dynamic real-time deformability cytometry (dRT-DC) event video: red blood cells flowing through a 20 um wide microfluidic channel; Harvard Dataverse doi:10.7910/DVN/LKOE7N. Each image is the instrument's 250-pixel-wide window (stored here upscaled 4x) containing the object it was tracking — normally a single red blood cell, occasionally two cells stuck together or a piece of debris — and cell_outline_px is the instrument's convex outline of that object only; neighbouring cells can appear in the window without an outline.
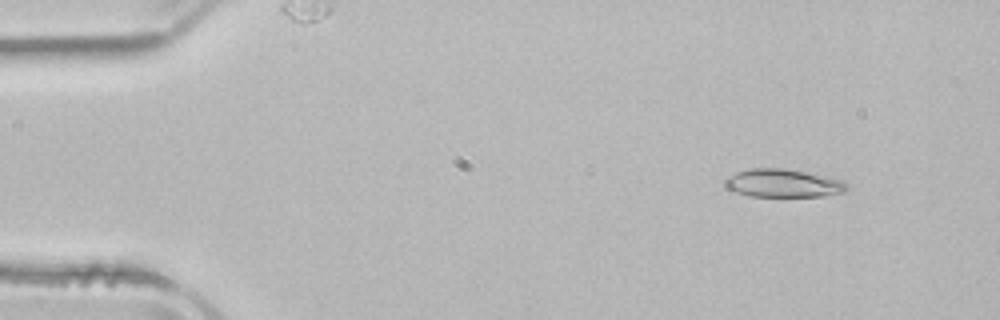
{"species": "common noctule bat (a hibernating species)", "species_latin": "Nyctalus noctula", "temperature_condition": "room temperature", "stored_images_in_passage": 9, "camera_frame_rate_fps": 3000, "um_per_image_px": 0.085, "animal": {"sex": "male", "body_mass_g": 21.5, "forearm_length_mm": 52.0}, "frame": {"image": 1, "passage_image": 1, "time_ms": 0.0, "image_size_px": [1000, 320], "cell_outline_px": [[848, 188], [844, 192], [824, 196], [748, 196], [724, 188], [724, 180], [728, 176], [736, 172], [748, 168], [784, 168], [844, 180], [848, 184]], "centroid_in_image_um": [66.53, 15.57], "position_along_channel_um": 18.5, "area_um2": 20.11}}